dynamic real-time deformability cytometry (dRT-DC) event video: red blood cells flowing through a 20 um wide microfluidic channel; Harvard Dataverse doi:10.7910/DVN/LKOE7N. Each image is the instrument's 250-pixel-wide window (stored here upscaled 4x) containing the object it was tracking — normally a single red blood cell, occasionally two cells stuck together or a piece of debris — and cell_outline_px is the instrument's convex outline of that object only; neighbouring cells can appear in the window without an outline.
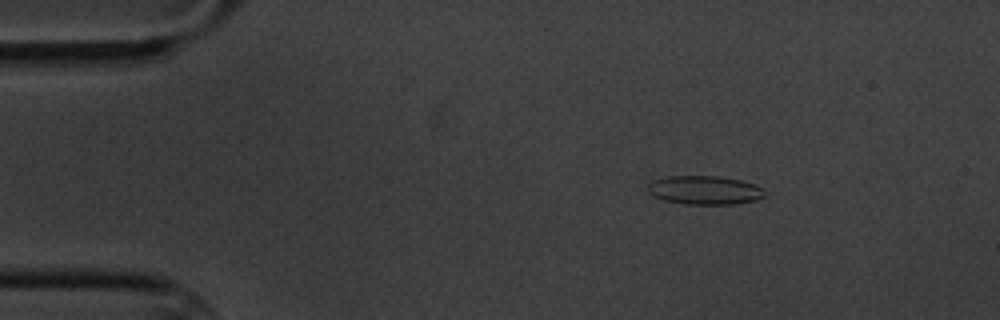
{"species": "common noctule bat (a hibernating species)", "species_latin": "Nyctalus noctula", "temperature_condition": "cold", "stored_images_in_passage": 6, "camera_frame_rate_fps": 3000, "um_per_image_px": 0.085, "animal": {"sex": "male", "body_mass_g": 20.1, "forearm_length_mm": 53.5}, "frame": {"image": 1, "passage_image": 3, "time_ms": 2.667, "image_size_px": [1000, 320], "cell_outline_px": [[764, 196], [756, 200], [732, 204], [684, 204], [664, 200], [652, 196], [648, 192], [648, 184], [652, 180], [668, 176], [716, 176], [740, 180], [756, 184], [760, 188]], "centroid_in_image_um": [59.83, 16.16], "position_along_channel_um": 25.2, "area_um2": 19.48}}